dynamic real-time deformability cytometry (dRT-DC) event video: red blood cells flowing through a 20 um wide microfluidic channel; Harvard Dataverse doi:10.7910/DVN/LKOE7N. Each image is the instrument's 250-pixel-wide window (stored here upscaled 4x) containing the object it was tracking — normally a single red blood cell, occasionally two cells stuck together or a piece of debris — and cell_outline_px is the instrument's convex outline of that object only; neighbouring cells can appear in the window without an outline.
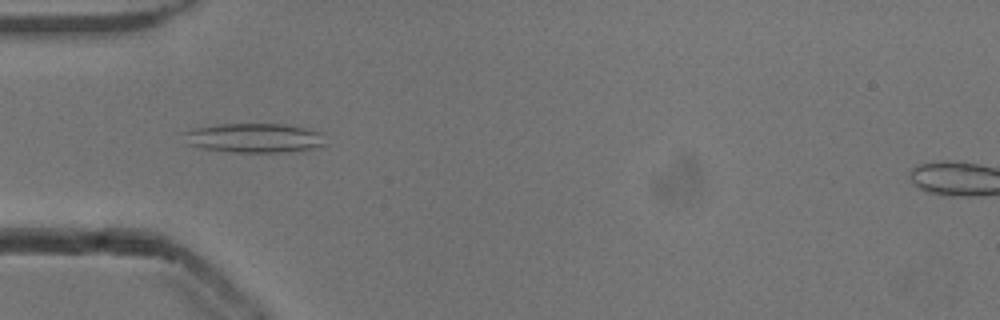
{"species": "common noctule bat (a hibernating species)", "species_latin": "Nyctalus noctula", "temperature_condition": "cold", "stored_images_in_passage": 36, "camera_frame_rate_fps": 3000, "um_per_image_px": 0.085, "animal": {"sex": "male", "body_mass_g": 13.3}, "frame": {"image": 1, "passage_image": 5, "time_ms": 1.333, "image_size_px": [1000, 320], "cell_outline_px": [[328, 144], [312, 148], [288, 152], [232, 152], [204, 148], [188, 144], [180, 132], [196, 128], [220, 124], [288, 124], [308, 128], [324, 132]], "centroid_in_image_um": [21.69, 11.72], "position_along_channel_um": 63.3, "area_um2": 24.57}}
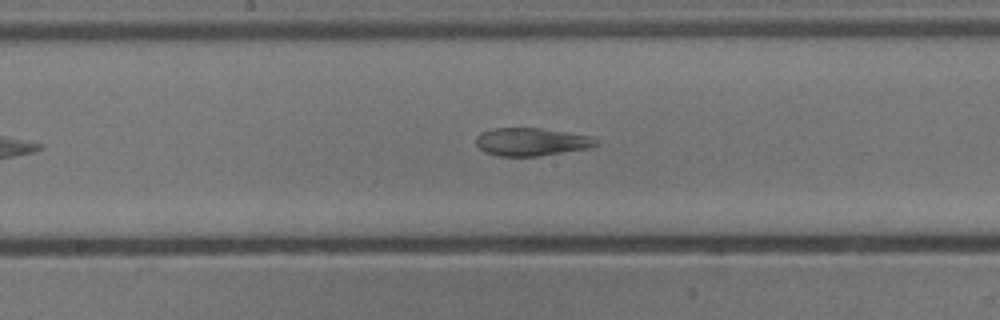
{"frame": {"image": 2, "passage_image": 16, "time_ms": 5.0, "image_size_px": [1000, 320], "cell_outline_px": [[600, 144], [588, 148], [540, 156], [496, 156], [484, 152], [476, 144], [476, 136], [480, 132], [492, 128], [540, 128], [568, 132], [592, 136], [600, 140]], "centroid_in_image_um": [45.18, 12.05], "position_along_channel_um": 203.0, "area_um2": 19.83}}
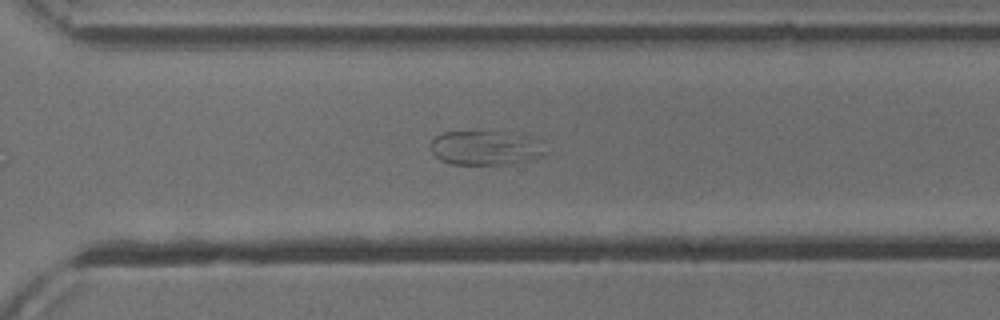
{"frame": {"image": 3, "passage_image": 26, "time_ms": 8.333, "image_size_px": [1000, 320], "cell_outline_px": [[552, 152], [544, 156], [516, 164], [452, 164], [440, 160], [432, 152], [432, 140], [436, 136], [444, 132], [512, 132], [532, 136], [544, 140]], "centroid_in_image_um": [41.48, 12.57], "position_along_channel_um": 329.1, "area_um2": 23.81}}